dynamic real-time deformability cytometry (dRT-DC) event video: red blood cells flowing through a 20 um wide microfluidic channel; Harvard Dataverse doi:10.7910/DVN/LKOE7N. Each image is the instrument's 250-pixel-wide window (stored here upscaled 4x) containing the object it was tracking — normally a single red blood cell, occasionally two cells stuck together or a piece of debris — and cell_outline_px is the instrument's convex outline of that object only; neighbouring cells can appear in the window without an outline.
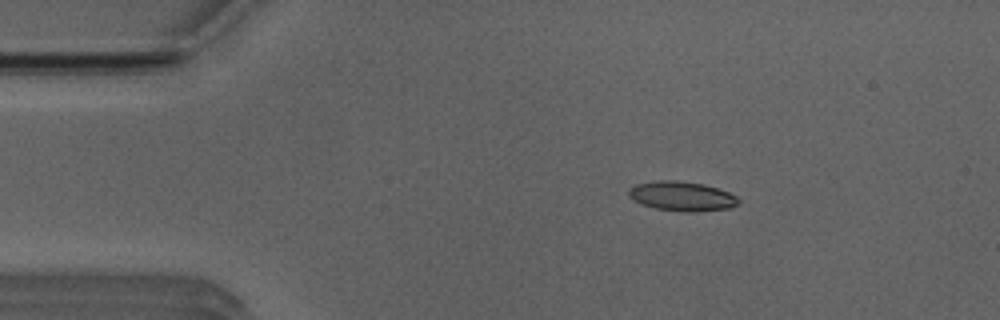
{"species": "Egyptian fruit bat (a non-hibernating species)", "species_latin": "Rousettus aegyptiacus", "temperature_condition": "room temperature", "stored_images_in_passage": 45, "segment_of_instrument_passage": [1, 2], "camera_frame_rate_fps": 3000, "um_per_image_px": 0.085, "animal": {"sex": "male"}, "frame": {"image": 1, "passage_image": 1, "time_ms": 0.0, "image_size_px": [1000, 320], "cell_outline_px": [[740, 200], [736, 204], [728, 208], [656, 208], [640, 204], [632, 200], [628, 196], [628, 192], [636, 184], [656, 180], [676, 180], [704, 184], [728, 192], [736, 196]], "centroid_in_image_um": [57.87, 16.6], "position_along_channel_um": 27.1, "area_um2": 17.63}}
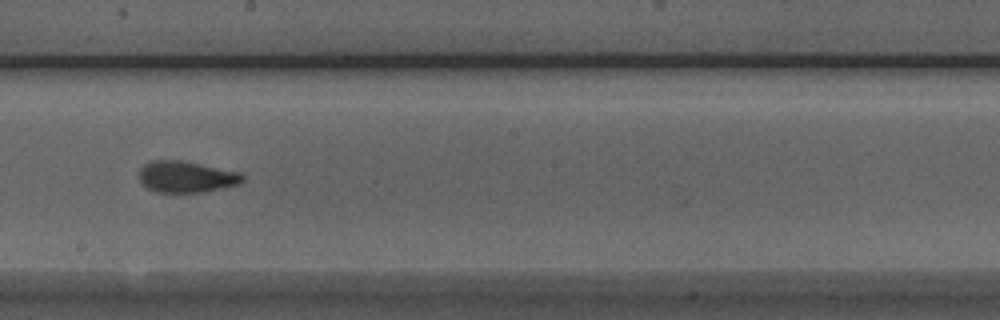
{"frame": {"image": 2, "passage_image": 21, "time_ms": 6.667, "image_size_px": [1000, 320], "cell_outline_px": [[244, 180], [240, 184], [204, 192], [156, 192], [148, 188], [136, 176], [140, 168], [144, 164], [152, 160], [180, 160], [240, 172], [244, 176]], "centroid_in_image_um": [15.81, 15.02], "position_along_channel_um": 232.4, "area_um2": 19.02}}
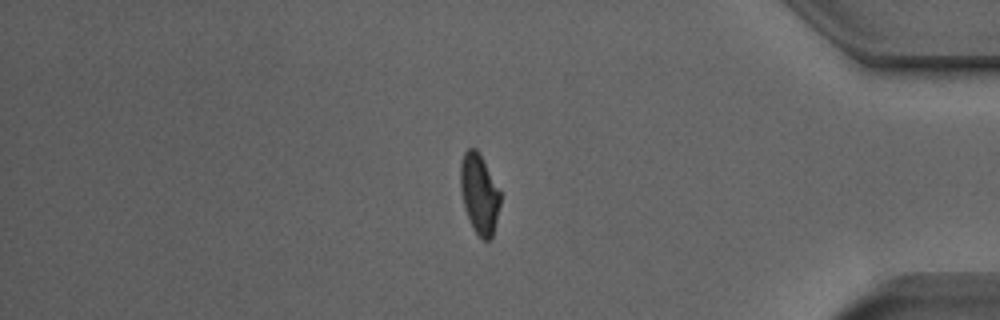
{"frame": {"image": 3, "passage_image": 36, "time_ms": 11.667, "image_size_px": [1000, 320], "cell_outline_px": [[500, 204], [492, 236], [488, 240], [484, 240], [472, 228], [464, 208], [460, 188], [460, 160], [464, 152], [468, 148], [476, 148], [500, 192]], "centroid_in_image_um": [40.7, 16.47], "position_along_channel_um": 394.5, "area_um2": 18.26}}